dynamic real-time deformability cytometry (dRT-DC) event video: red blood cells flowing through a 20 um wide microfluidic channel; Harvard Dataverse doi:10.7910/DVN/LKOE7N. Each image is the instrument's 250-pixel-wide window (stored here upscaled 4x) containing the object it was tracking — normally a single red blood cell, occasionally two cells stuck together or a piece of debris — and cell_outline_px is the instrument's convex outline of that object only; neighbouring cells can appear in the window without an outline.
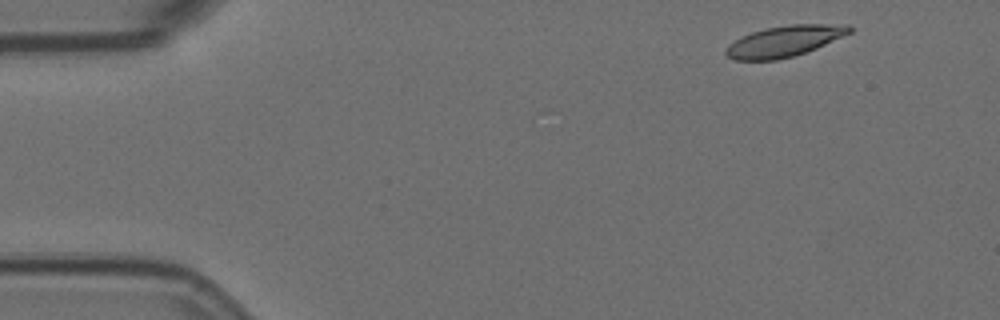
{"species": "Egyptian fruit bat (a non-hibernating species)", "species_latin": "Rousettus aegyptiacus", "temperature_condition": "room temperature", "stored_images_in_passage": 4, "camera_frame_rate_fps": 3000, "um_per_image_px": 0.085, "animal": {"sex": "female"}, "frame": {"image": 1, "passage_image": 1, "time_ms": 0.0, "image_size_px": [1000, 320], "cell_outline_px": [[852, 32], [816, 48], [792, 56], [776, 60], [736, 60], [728, 56], [724, 52], [728, 44], [752, 32], [768, 28], [788, 24], [848, 24], [852, 28]], "centroid_in_image_um": [66.69, 3.49], "position_along_channel_um": 18.3, "area_um2": 22.02}}